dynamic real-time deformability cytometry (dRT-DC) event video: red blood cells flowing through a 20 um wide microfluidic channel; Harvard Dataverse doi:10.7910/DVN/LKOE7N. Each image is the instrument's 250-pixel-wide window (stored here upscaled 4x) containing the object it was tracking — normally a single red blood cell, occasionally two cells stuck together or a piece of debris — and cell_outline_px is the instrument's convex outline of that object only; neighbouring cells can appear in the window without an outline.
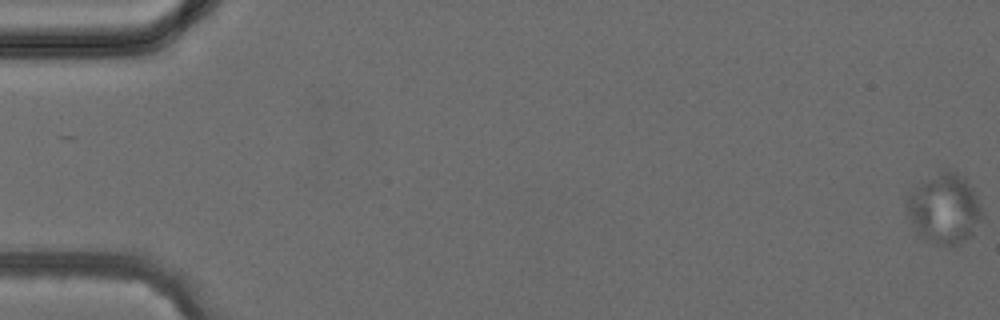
{"species": "common noctule bat (a hibernating species)", "species_latin": "Nyctalus noctula", "temperature_condition": "cold", "stored_images_in_passage": 15, "camera_frame_rate_fps": 3000, "um_per_image_px": 0.085, "animal": {"sex": "female", "body_mass_g": 24.6, "forearm_length_mm": 56.2}, "frame": {"image": 1, "passage_image": 1, "time_ms": 0.0, "image_size_px": [1000, 320], "cell_outline_px": [[984, 216], [972, 236], [956, 244], [936, 244], [920, 236], [912, 224], [908, 216], [908, 196], [912, 188], [916, 184], [944, 172], [956, 172], [964, 176], [972, 188], [980, 204]], "centroid_in_image_um": [80.3, 17.76], "position_along_channel_um": 4.7, "area_um2": 30.17}}
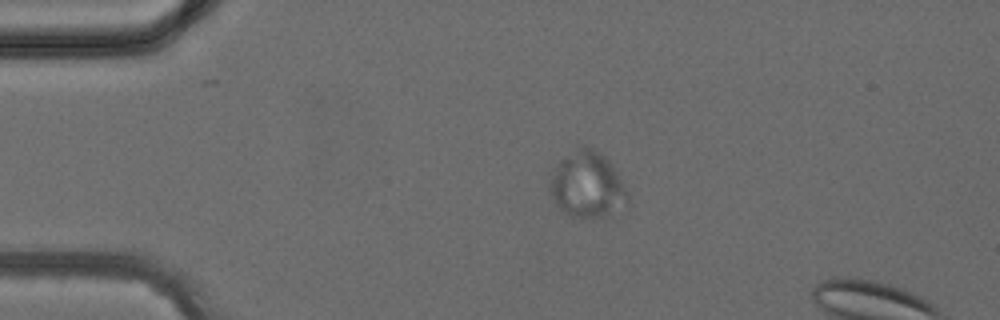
{"frame": {"image": 2, "passage_image": 11, "time_ms": 3.333, "image_size_px": [1000, 320], "cell_outline_px": [[628, 204], [604, 216], [576, 216], [564, 212], [560, 208], [552, 196], [548, 188], [548, 184], [560, 160], [580, 144], [584, 144], [596, 148], [616, 168], [628, 192]], "centroid_in_image_um": [49.94, 15.64], "position_along_channel_um": 35.1, "area_um2": 29.82}}